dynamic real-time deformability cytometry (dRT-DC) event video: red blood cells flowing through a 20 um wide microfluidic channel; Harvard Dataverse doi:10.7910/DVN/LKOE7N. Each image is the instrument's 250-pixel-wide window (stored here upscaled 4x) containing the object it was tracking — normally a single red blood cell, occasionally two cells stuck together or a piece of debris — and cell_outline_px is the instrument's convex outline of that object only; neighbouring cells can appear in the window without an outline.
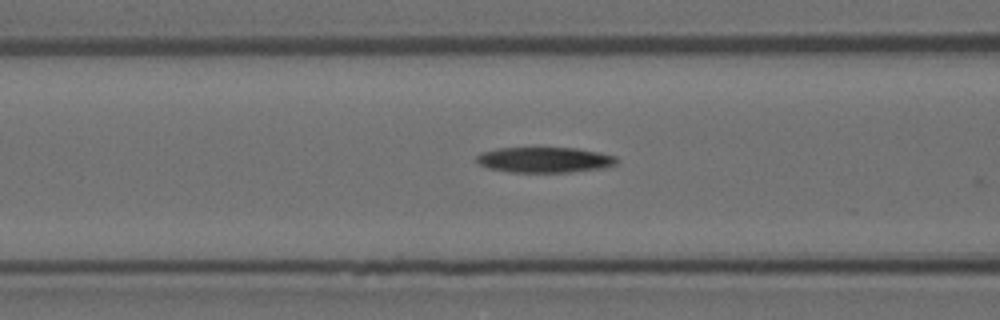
{"species": "Egyptian fruit bat (a non-hibernating species)", "species_latin": "Rousettus aegyptiacus", "temperature_condition": "room temperature", "stored_images_in_passage": 27, "camera_frame_rate_fps": 3000, "um_per_image_px": 0.085, "animal": {"sex": "female"}, "frame": {"image": 1, "passage_image": 3, "time_ms": 0.667, "image_size_px": [1000, 320], "cell_outline_px": [[616, 164], [604, 168], [572, 172], [508, 172], [488, 168], [480, 164], [476, 160], [476, 156], [480, 152], [500, 148], [576, 148], [600, 152], [616, 156]], "centroid_in_image_um": [46.29, 13.59], "position_along_channel_um": 120.3, "area_um2": 20.87}}
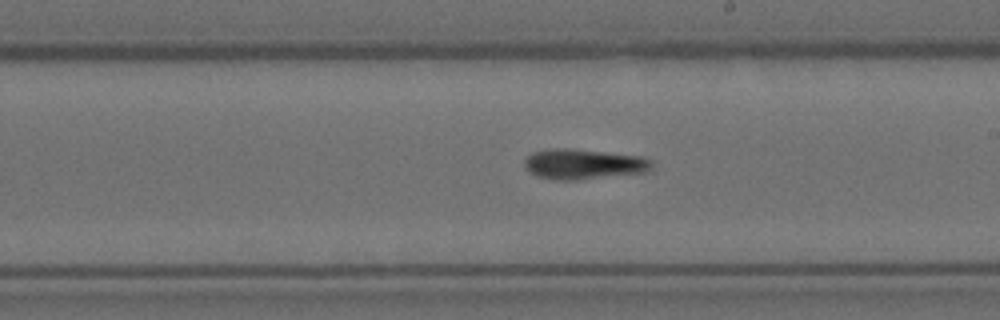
{"frame": {"image": 2, "passage_image": 13, "time_ms": 4.0, "image_size_px": [1000, 320], "cell_outline_px": [[652, 168], [644, 172], [576, 180], [552, 180], [536, 176], [524, 164], [524, 160], [532, 152], [552, 148], [568, 148], [640, 156], [652, 160]], "centroid_in_image_um": [49.58, 13.95], "position_along_channel_um": 239.4, "area_um2": 22.25}}
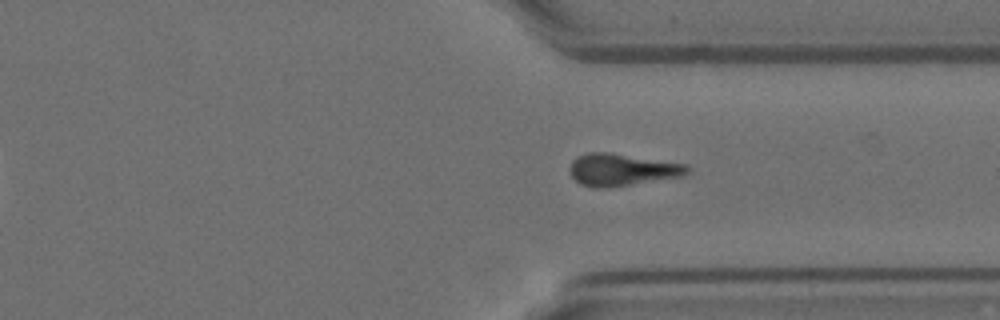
{"frame": {"image": 3, "passage_image": 23, "time_ms": 7.333, "image_size_px": [1000, 320], "cell_outline_px": [[688, 172], [680, 176], [604, 188], [592, 188], [580, 184], [572, 176], [568, 168], [572, 160], [576, 156], [588, 152], [608, 152], [688, 164]], "centroid_in_image_um": [52.79, 14.41], "position_along_channel_um": 358.6, "area_um2": 21.85}}